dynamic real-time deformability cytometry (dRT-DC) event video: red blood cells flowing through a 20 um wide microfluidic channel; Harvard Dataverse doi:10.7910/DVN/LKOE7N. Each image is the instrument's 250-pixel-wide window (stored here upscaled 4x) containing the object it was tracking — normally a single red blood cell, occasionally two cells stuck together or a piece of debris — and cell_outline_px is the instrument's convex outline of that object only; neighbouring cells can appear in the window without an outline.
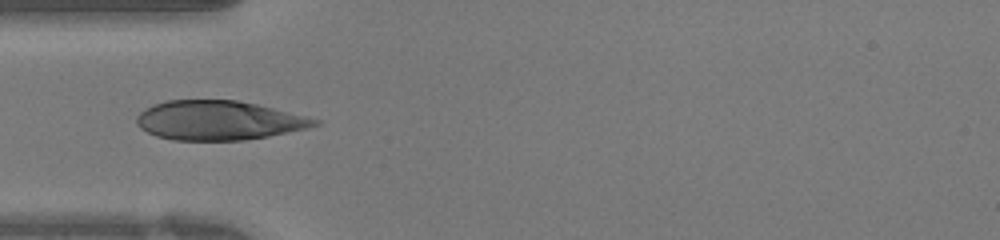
{"species": "human", "species_latin": "Homo sapiens", "temperature_condition": "warm", "stored_images_in_passage": 37, "camera_frame_rate_fps": 3000, "um_per_image_px": 0.085, "donor": {"sex": "female"}, "frame": {"image": 1, "passage_image": 12, "time_ms": 3.667, "image_size_px": [1000, 240], "cell_outline_px": [[320, 124], [308, 128], [268, 136], [244, 140], [172, 140], [156, 136], [140, 128], [136, 124], [136, 116], [144, 108], [168, 100], [236, 100], [256, 104], [320, 120]], "centroid_in_image_um": [18.54, 10.24], "position_along_channel_um": 66.5, "area_um2": 40.52}}
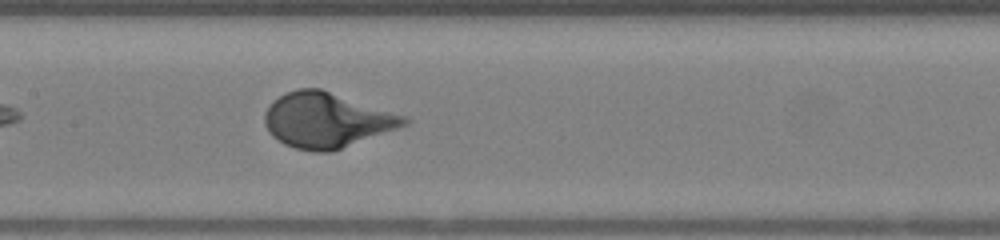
{"frame": {"image": 2, "passage_image": 19, "time_ms": 6.0, "image_size_px": [1000, 240], "cell_outline_px": [[412, 120], [408, 124], [332, 152], [312, 152], [296, 148], [284, 144], [272, 136], [268, 132], [264, 124], [264, 112], [272, 100], [296, 88], [320, 88], [408, 116]], "centroid_in_image_um": [27.76, 10.21], "position_along_channel_um": 179.6, "area_um2": 45.03}}
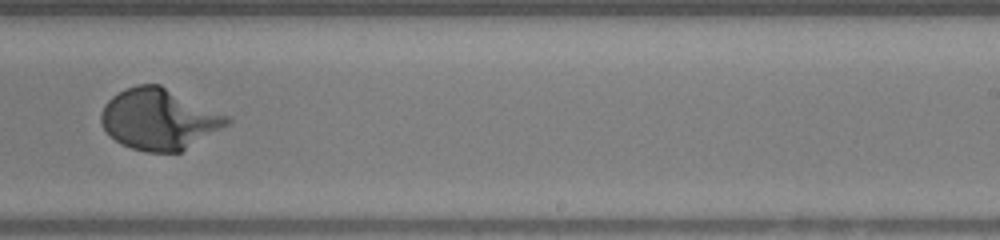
{"frame": {"image": 3, "passage_image": 25, "time_ms": 8.0, "image_size_px": [1000, 240], "cell_outline_px": [[232, 120], [228, 124], [180, 152], [144, 152], [120, 144], [104, 128], [100, 120], [100, 112], [104, 104], [112, 96], [136, 84], [160, 84], [228, 116]], "centroid_in_image_um": [13.49, 10.12], "position_along_channel_um": 275.5, "area_um2": 44.27}}